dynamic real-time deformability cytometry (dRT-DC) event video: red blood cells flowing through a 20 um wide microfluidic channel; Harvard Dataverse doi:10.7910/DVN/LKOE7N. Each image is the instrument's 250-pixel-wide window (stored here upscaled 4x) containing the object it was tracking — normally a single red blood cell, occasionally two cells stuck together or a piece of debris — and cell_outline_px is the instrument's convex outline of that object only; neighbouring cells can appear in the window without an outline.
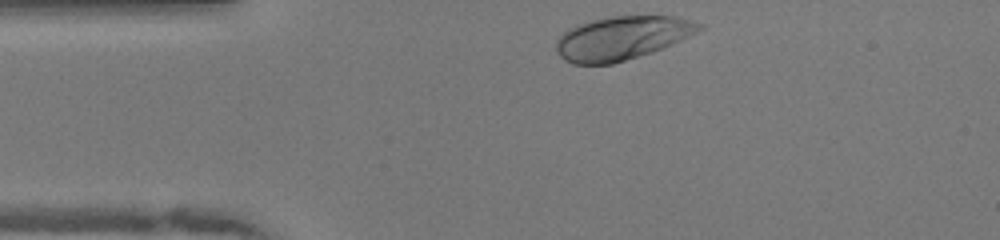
{"species": "human", "species_latin": "Homo sapiens", "temperature_condition": "warm", "stored_images_in_passage": 31, "camera_frame_rate_fps": 3000, "um_per_image_px": 0.085, "donor": {"sex": "female"}, "frame": {"image": 1, "passage_image": 1, "time_ms": 0.0, "image_size_px": [1000, 240], "cell_outline_px": [[704, 28], [672, 44], [652, 52], [612, 64], [572, 64], [564, 60], [556, 52], [556, 40], [568, 28], [576, 24], [588, 20], [604, 16], [672, 16], [692, 20], [704, 24]], "centroid_in_image_um": [52.82, 3.22], "position_along_channel_um": 32.2, "area_um2": 36.53}}
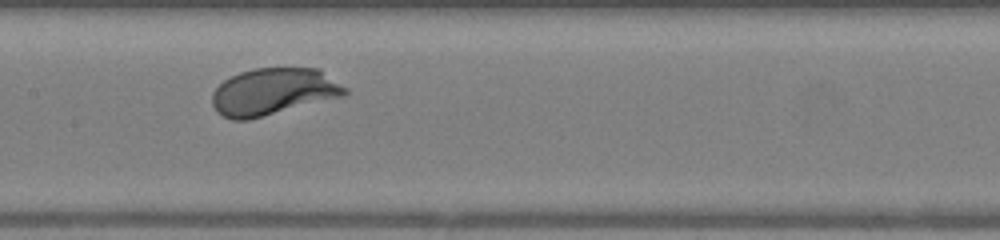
{"frame": {"image": 2, "passage_image": 15, "time_ms": 4.667, "image_size_px": [1000, 240], "cell_outline_px": [[348, 92], [344, 96], [248, 120], [232, 120], [216, 112], [212, 104], [212, 92], [224, 80], [240, 72], [252, 68], [320, 68], [348, 88]], "centroid_in_image_um": [23.25, 7.79], "position_along_channel_um": 184.1, "area_um2": 36.53}}
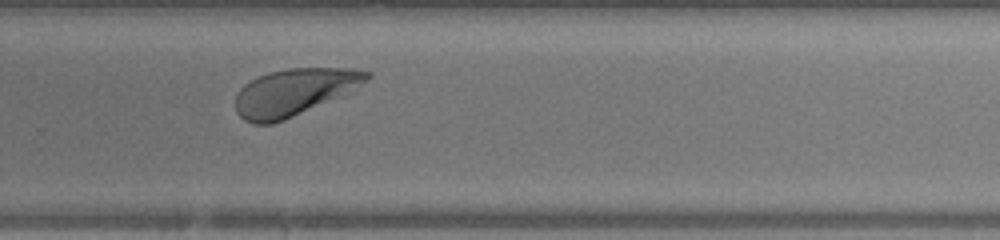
{"frame": {"image": 3, "passage_image": 24, "time_ms": 7.667, "image_size_px": [1000, 240], "cell_outline_px": [[372, 76], [368, 80], [348, 96], [284, 120], [272, 124], [252, 124], [244, 120], [236, 112], [236, 92], [244, 84], [268, 72], [288, 68], [352, 68], [372, 72]], "centroid_in_image_um": [25.09, 7.84], "position_along_channel_um": 304.7, "area_um2": 36.88}, "authors_computed_cell_mechanics": {"area_um2": 36.0672, "velocity_mm_per_s": 4.0284, "shape_relaxation_time_tau1_ms": 0.96, "shape_relaxation_time_tau2_ms": null, "deformation_change_tau1": 0.0974, "deformation_change_tau2": null}}